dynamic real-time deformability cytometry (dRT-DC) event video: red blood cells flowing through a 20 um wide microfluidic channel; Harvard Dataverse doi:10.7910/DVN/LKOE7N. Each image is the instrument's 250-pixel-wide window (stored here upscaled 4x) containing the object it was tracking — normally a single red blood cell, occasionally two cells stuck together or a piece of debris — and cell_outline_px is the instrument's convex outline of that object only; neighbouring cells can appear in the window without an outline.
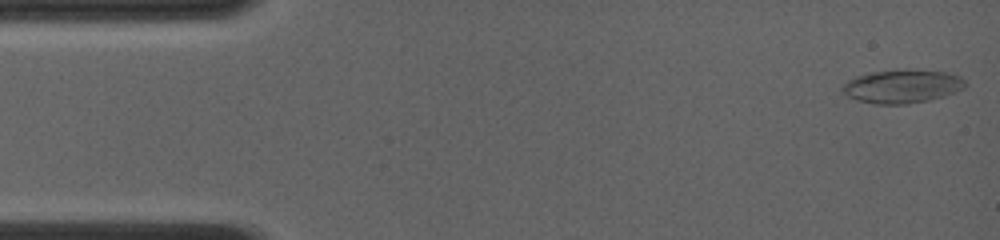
{"species": "common noctule bat (a hibernating species)", "species_latin": "Nyctalus noctula", "temperature_condition": "room temperature", "stored_images_in_passage": 61, "camera_frame_rate_fps": 4000, "um_per_image_px": 0.085, "animal": {"sex": "female", "body_mass_g": 19.0, "forearm_length_mm": 56.7}, "frame": {"image": 1, "passage_image": 1, "time_ms": 0.0, "image_size_px": [1000, 240], "cell_outline_px": [[968, 84], [964, 88], [944, 96], [928, 100], [904, 104], [876, 104], [856, 100], [848, 96], [840, 88], [848, 80], [856, 76], [872, 72], [944, 72], [960, 76]], "centroid_in_image_um": [76.67, 7.38], "position_along_channel_um": 8.3, "area_um2": 23.0}}
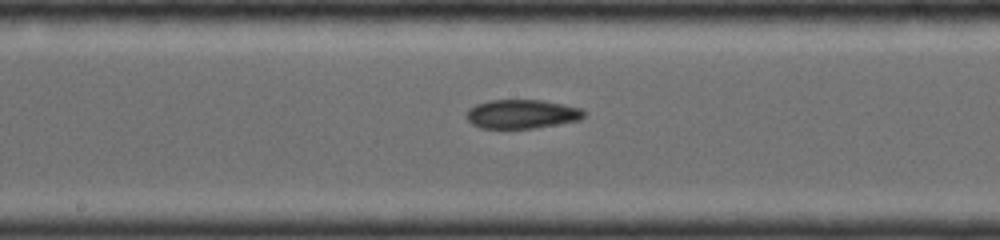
{"frame": {"image": 2, "passage_image": 31, "time_ms": 7.5, "image_size_px": [1000, 240], "cell_outline_px": [[584, 116], [580, 120], [532, 128], [480, 128], [472, 124], [464, 116], [468, 108], [476, 104], [488, 100], [540, 100], [580, 108], [584, 112]], "centroid_in_image_um": [44.28, 9.69], "position_along_channel_um": 203.9, "area_um2": 19.71}}
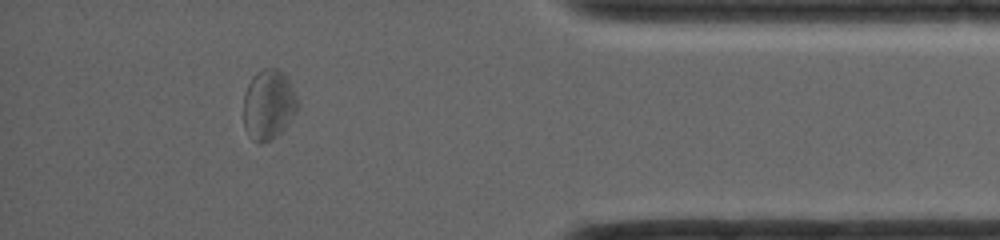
{"frame": {"image": 3, "passage_image": 53, "time_ms": 13.0, "image_size_px": [1000, 240], "cell_outline_px": [[300, 104], [296, 112], [284, 128], [276, 136], [260, 144], [256, 144], [248, 136], [244, 128], [244, 92], [252, 76], [256, 72], [264, 68], [276, 68], [284, 72], [288, 76]], "centroid_in_image_um": [22.83, 8.88], "position_along_channel_um": 412.4, "area_um2": 22.48}}